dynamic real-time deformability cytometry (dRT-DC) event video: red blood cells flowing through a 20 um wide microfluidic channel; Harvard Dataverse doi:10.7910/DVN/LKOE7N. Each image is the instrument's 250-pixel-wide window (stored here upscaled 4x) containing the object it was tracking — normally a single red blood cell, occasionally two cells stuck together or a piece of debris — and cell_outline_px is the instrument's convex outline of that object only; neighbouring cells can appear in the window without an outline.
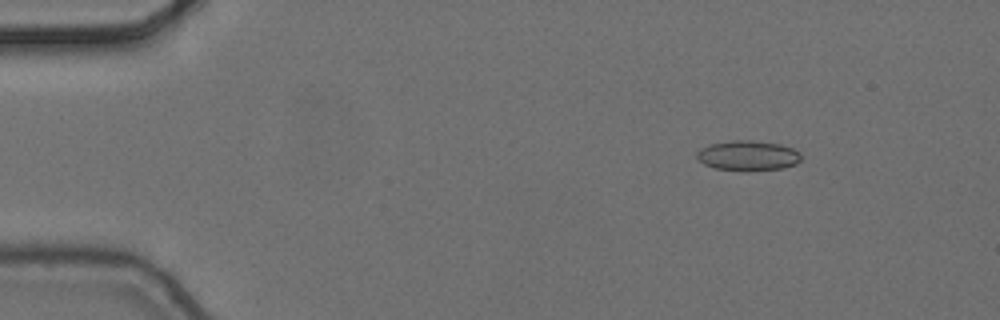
{"species": "common noctule bat (a hibernating species)", "species_latin": "Nyctalus noctula", "temperature_condition": "cold", "stored_images_in_passage": 10, "camera_frame_rate_fps": 3000, "um_per_image_px": 0.085, "animal": {"sex": "female", "body_mass_g": 24.6, "forearm_length_mm": 56.2}, "frame": {"image": 1, "passage_image": 2, "time_ms": 0.333, "image_size_px": [1000, 320], "cell_outline_px": [[800, 160], [796, 164], [784, 168], [716, 168], [704, 164], [696, 156], [696, 152], [700, 148], [708, 144], [732, 140], [752, 140], [780, 144], [792, 148], [800, 152]], "centroid_in_image_um": [63.57, 13.17], "position_along_channel_um": 21.4, "area_um2": 17.57}}
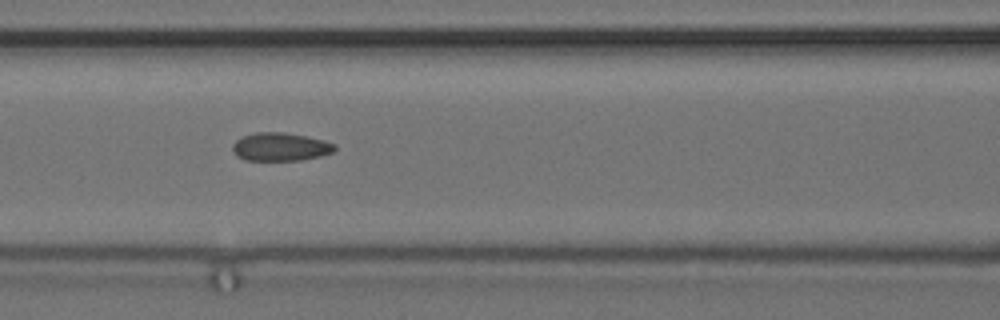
{"frame": {"image": 2, "passage_image": 7, "time_ms": 2.0, "image_size_px": [1000, 320], "cell_outline_px": [[336, 148], [332, 152], [320, 156], [300, 160], [244, 160], [236, 156], [232, 152], [232, 144], [240, 136], [256, 132], [284, 132], [308, 136], [324, 140], [336, 144]], "centroid_in_image_um": [23.8, 12.47], "position_along_channel_um": 142.8, "area_um2": 17.05}}
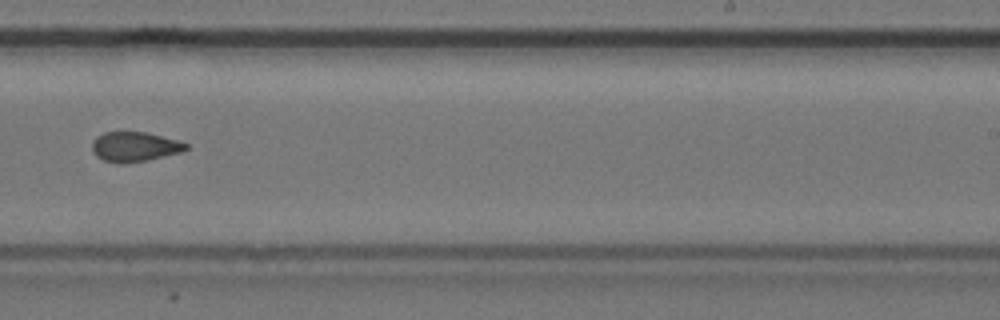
{"frame": {"image": 3, "passage_image": 10, "time_ms": 3.0, "image_size_px": [1000, 320], "cell_outline_px": [[188, 148], [184, 152], [148, 160], [120, 164], [104, 160], [96, 156], [92, 152], [92, 144], [96, 136], [104, 132], [144, 132], [176, 140], [188, 144]], "centroid_in_image_um": [11.44, 12.48], "position_along_channel_um": 277.6, "area_um2": 16.3}}